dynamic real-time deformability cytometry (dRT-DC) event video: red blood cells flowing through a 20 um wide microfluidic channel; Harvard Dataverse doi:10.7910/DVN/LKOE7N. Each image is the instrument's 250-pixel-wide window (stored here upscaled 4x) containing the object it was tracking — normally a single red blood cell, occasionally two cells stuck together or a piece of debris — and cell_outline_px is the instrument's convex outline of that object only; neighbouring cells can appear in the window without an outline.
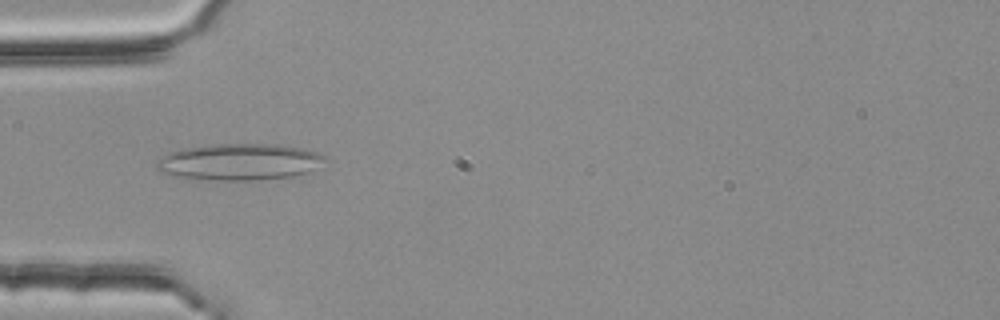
{"species": "common noctule bat (a hibernating species)", "species_latin": "Nyctalus noctula", "temperature_condition": "room temperature", "stored_images_in_passage": 6, "camera_frame_rate_fps": 3000, "um_per_image_px": 0.085, "animal": {"sex": "female", "body_mass_g": 25.1}, "frame": {"image": 1, "passage_image": 2, "time_ms": 0.333, "image_size_px": [1000, 320], "cell_outline_px": [[328, 156], [324, 160], [308, 172], [292, 176], [256, 180], [208, 180], [176, 176], [160, 172], [156, 168], [156, 160], [160, 156], [168, 152], [184, 148], [208, 144], [280, 144], [304, 148]], "centroid_in_image_um": [20.3, 13.75], "position_along_channel_um": 64.7, "area_um2": 36.07}}